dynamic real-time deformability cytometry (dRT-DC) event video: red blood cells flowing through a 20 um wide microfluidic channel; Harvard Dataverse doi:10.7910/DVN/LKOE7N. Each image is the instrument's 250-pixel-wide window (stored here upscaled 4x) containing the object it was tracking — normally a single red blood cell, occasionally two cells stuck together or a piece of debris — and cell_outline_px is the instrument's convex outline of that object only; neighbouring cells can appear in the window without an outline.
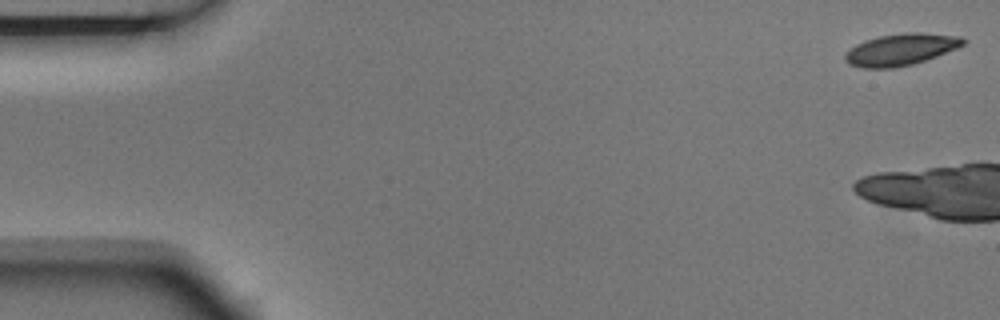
{"species": "Egyptian fruit bat (a non-hibernating species)", "species_latin": "Rousettus aegyptiacus", "temperature_condition": "room temperature", "stored_images_in_passage": 6, "camera_frame_rate_fps": 3000, "um_per_image_px": 0.085, "animal": {"sex": "male"}, "frame": {"image": 1, "passage_image": 1, "time_ms": 0.0, "image_size_px": [1000, 320], "cell_outline_px": [[968, 40], [964, 44], [956, 48], [936, 56], [912, 64], [892, 68], [864, 68], [848, 64], [844, 60], [844, 56], [856, 44], [864, 40], [880, 36], [908, 32], [920, 32], [960, 36]], "centroid_in_image_um": [76.57, 4.2], "position_along_channel_um": 8.4, "area_um2": 21.68}}